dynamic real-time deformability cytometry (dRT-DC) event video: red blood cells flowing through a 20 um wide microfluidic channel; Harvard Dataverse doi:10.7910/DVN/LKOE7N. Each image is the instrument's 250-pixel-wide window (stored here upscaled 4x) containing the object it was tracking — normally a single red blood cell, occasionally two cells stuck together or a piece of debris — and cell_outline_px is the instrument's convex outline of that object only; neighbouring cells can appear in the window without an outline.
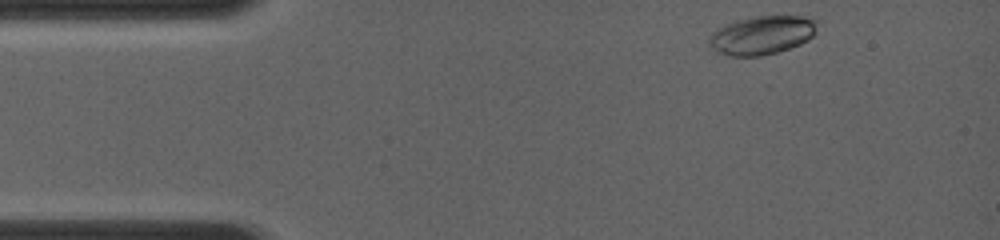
{"species": "common noctule bat (a hibernating species)", "species_latin": "Nyctalus noctula", "temperature_condition": "room temperature", "stored_images_in_passage": 5, "camera_frame_rate_fps": 4000, "um_per_image_px": 0.085, "animal": {"sex": "female", "body_mass_g": 19.0, "forearm_length_mm": 56.7}, "frame": {"image": 1, "passage_image": 1, "time_ms": 0.0, "image_size_px": [1000, 240], "cell_outline_px": [[820, 20], [816, 32], [808, 40], [800, 44], [776, 52], [760, 56], [728, 56], [716, 52], [708, 44], [708, 40], [712, 32], [716, 28], [724, 24], [752, 16], [812, 16]], "centroid_in_image_um": [64.79, 2.97], "position_along_channel_um": 20.2, "area_um2": 24.8}}